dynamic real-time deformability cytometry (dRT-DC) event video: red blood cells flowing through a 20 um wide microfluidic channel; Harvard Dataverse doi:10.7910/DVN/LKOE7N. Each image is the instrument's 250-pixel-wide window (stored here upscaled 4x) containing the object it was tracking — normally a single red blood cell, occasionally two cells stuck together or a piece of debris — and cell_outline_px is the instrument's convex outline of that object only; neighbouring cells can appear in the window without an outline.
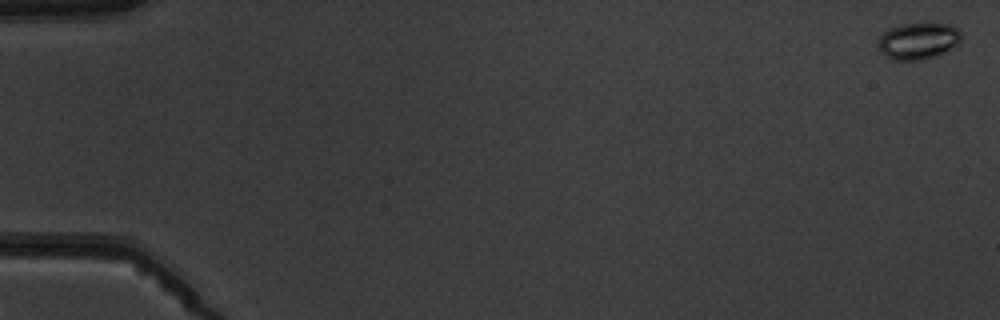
{"species": "common noctule bat (a hibernating species)", "species_latin": "Nyctalus noctula", "temperature_condition": "warm", "stored_images_in_passage": 2, "segment_of_instrument_passage": [2, 2], "camera_frame_rate_fps": 3000, "um_per_image_px": 0.085, "animal": {"sex": "male", "body_mass_g": 19.5, "forearm_length_mm": 54.6}, "frame": {"image": 1, "passage_image": 2, "time_ms": 2.0, "image_size_px": [1000, 320], "cell_outline_px": [[960, 44], [944, 52], [920, 60], [892, 60], [884, 56], [880, 52], [880, 36], [884, 32], [892, 28], [904, 24], [948, 24], [956, 28], [960, 32]], "centroid_in_image_um": [78.05, 3.5], "position_along_channel_um": 6.9, "area_um2": 17.34}}